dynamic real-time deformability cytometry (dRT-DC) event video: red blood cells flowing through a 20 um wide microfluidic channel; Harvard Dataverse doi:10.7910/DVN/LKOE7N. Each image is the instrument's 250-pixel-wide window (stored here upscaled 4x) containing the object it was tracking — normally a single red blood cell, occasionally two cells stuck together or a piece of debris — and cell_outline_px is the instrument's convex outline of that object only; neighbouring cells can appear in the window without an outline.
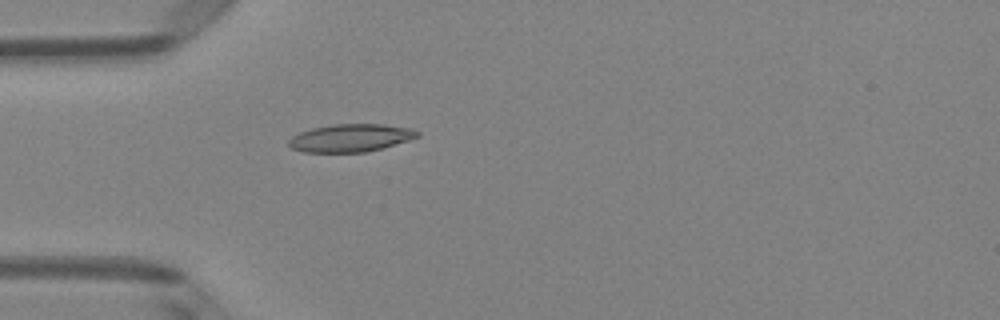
{"species": "Egyptian fruit bat (a non-hibernating species)", "species_latin": "Rousettus aegyptiacus", "temperature_condition": "room temperature", "stored_images_in_passage": 4, "camera_frame_rate_fps": 3000, "um_per_image_px": 0.085, "animal": {"sex": "female"}, "frame": {"image": 1, "passage_image": 4, "time_ms": 1.0, "image_size_px": [1000, 320], "cell_outline_px": [[420, 136], [408, 140], [380, 148], [364, 152], [304, 152], [292, 148], [288, 144], [288, 140], [292, 136], [300, 132], [312, 128], [332, 124], [384, 124], [412, 128], [420, 132]], "centroid_in_image_um": [29.8, 11.71], "position_along_channel_um": 55.2, "area_um2": 20.75}}